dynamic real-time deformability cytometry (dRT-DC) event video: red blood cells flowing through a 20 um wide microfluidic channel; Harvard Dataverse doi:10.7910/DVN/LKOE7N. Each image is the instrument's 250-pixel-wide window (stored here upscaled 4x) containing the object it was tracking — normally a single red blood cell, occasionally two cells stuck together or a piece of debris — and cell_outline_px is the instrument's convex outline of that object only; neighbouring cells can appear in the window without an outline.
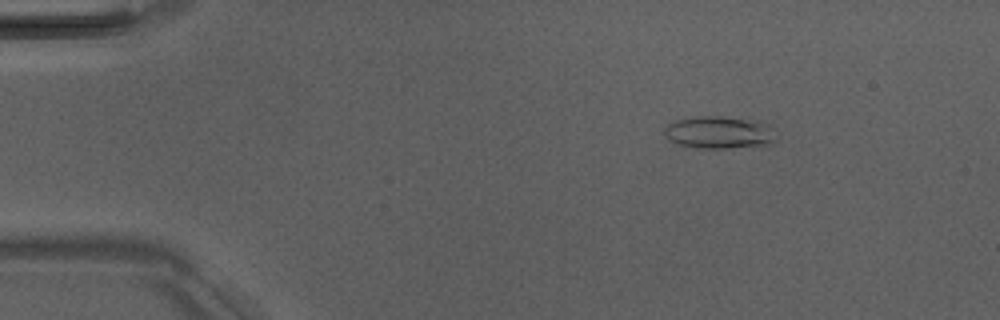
{"species": "Egyptian fruit bat (a non-hibernating species)", "species_latin": "Rousettus aegyptiacus", "temperature_condition": "room temperature", "stored_images_in_passage": 4, "camera_frame_rate_fps": 3000, "um_per_image_px": 0.085, "animal": {"sex": "male"}, "frame": {"image": 1, "passage_image": 2, "time_ms": 2.0, "image_size_px": [1000, 320], "cell_outline_px": [[772, 144], [728, 148], [696, 148], [680, 144], [668, 140], [664, 136], [664, 128], [668, 124], [676, 120], [696, 116], [720, 116], [756, 120], [768, 124], [772, 140]], "centroid_in_image_um": [61.04, 11.25], "position_along_channel_um": 24.0, "area_um2": 20.87}}